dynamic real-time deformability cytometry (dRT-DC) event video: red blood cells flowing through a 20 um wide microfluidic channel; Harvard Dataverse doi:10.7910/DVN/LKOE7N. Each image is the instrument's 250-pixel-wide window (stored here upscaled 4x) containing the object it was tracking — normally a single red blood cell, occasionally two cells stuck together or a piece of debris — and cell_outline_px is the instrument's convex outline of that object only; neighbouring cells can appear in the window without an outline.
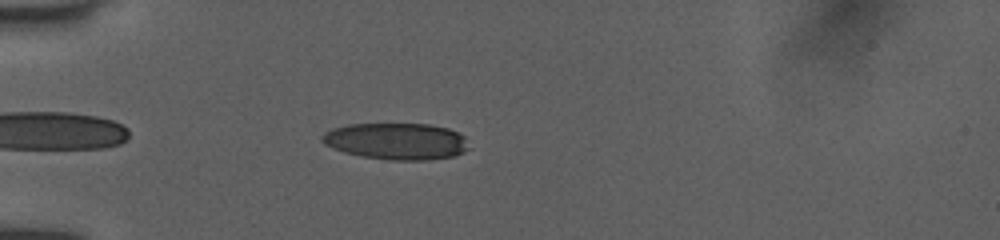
{"species": "human", "species_latin": "Homo sapiens", "temperature_condition": "room temperature", "stored_images_in_passage": 36, "camera_frame_rate_fps": 3000, "um_per_image_px": 0.085, "donor": {"sex": "female"}, "frame": {"image": 1, "passage_image": 5, "time_ms": 1.333, "image_size_px": [1000, 240], "cell_outline_px": [[472, 148], [464, 152], [452, 156], [428, 160], [392, 160], [364, 156], [344, 152], [332, 148], [324, 144], [320, 140], [320, 136], [324, 132], [332, 128], [348, 124], [428, 124], [448, 128], [464, 136]], "centroid_in_image_um": [33.7, 12.0], "position_along_channel_um": 51.3, "area_um2": 31.5}}
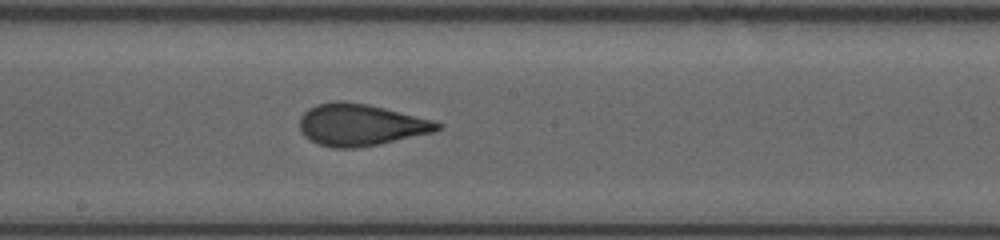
{"frame": {"image": 2, "passage_image": 19, "time_ms": 6.0, "image_size_px": [1000, 240], "cell_outline_px": [[444, 128], [436, 132], [380, 144], [352, 148], [332, 148], [320, 144], [304, 136], [300, 132], [300, 116], [308, 108], [316, 104], [336, 100], [344, 100], [368, 104], [432, 120], [444, 124]], "centroid_in_image_um": [30.67, 10.6], "position_along_channel_um": 217.5, "area_um2": 33.81}}
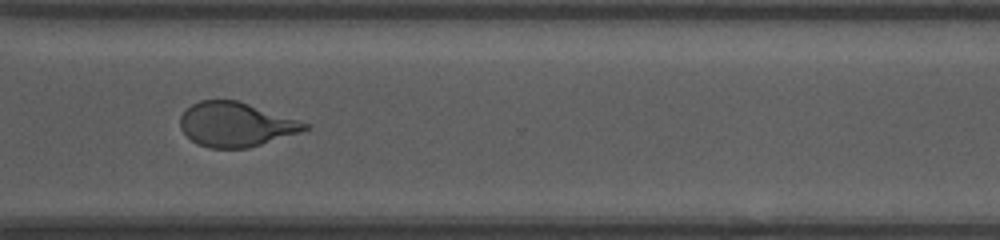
{"frame": {"image": 3, "passage_image": 29, "time_ms": 9.333, "image_size_px": [1000, 240], "cell_outline_px": [[312, 124], [308, 128], [300, 132], [248, 148], [208, 148], [192, 140], [180, 128], [180, 116], [192, 104], [200, 100], [236, 100]], "centroid_in_image_um": [20.05, 10.58], "position_along_channel_um": 350.6, "area_um2": 31.85}, "authors_computed_cell_mechanics": {"area_um2": 32.7437, "velocity_mm_per_s": 4.0079, "shape_relaxation_time_tau1_ms": 5.8114, "shape_relaxation_time_tau2_ms": 0.7819, "deformation_change_tau1": 0.1987, "deformation_change_tau2": 0.0831}}